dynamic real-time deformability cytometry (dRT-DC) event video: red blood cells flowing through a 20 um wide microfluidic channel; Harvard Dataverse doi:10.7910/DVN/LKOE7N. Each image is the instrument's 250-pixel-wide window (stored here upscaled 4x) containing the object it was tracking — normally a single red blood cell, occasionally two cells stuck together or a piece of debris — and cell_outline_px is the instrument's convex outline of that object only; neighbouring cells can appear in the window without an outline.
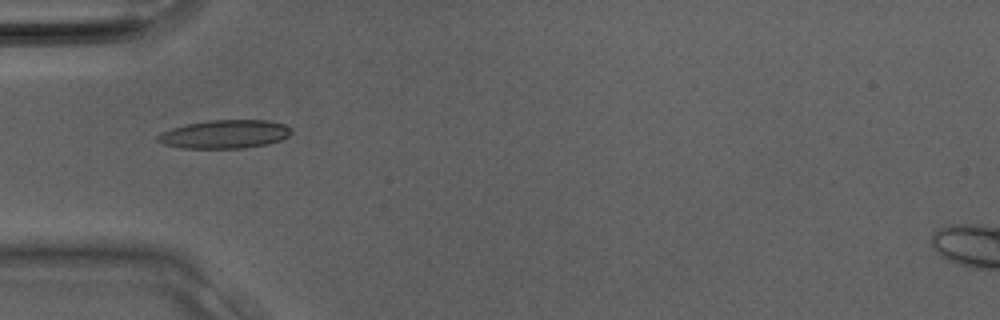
{"species": "Egyptian fruit bat (a non-hibernating species)", "species_latin": "Rousettus aegyptiacus", "temperature_condition": "room temperature", "stored_images_in_passage": 17, "camera_frame_rate_fps": 3000, "um_per_image_px": 0.085, "animal": {"sex": "male"}, "frame": {"image": 1, "passage_image": 8, "time_ms": 2.333, "image_size_px": [1000, 320], "cell_outline_px": [[292, 132], [288, 136], [280, 140], [268, 144], [244, 148], [180, 148], [164, 144], [156, 140], [156, 136], [160, 132], [172, 128], [188, 124], [208, 120], [268, 120], [284, 124]], "centroid_in_image_um": [19.07, 11.41], "position_along_channel_um": 65.9, "area_um2": 22.14}}
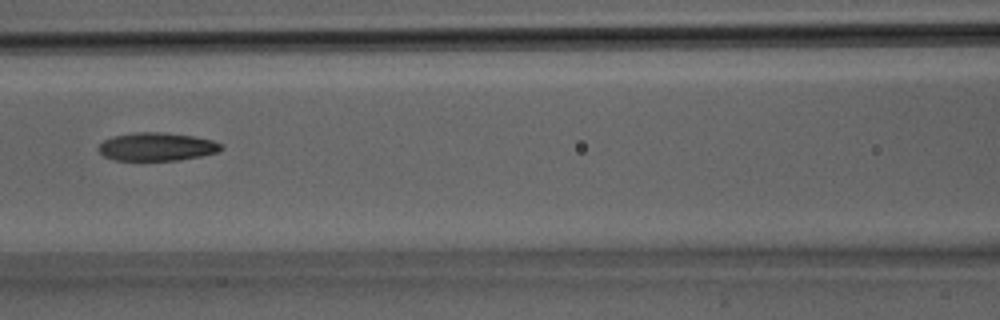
{"frame": {"image": 2, "passage_image": 12, "time_ms": 3.667, "image_size_px": [1000, 320], "cell_outline_px": [[224, 148], [216, 152], [200, 156], [180, 160], [112, 160], [104, 156], [96, 148], [104, 140], [112, 136], [136, 132], [160, 132], [192, 136], [212, 140], [224, 144]], "centroid_in_image_um": [13.31, 12.47], "position_along_channel_um": 153.3, "area_um2": 20.17}}